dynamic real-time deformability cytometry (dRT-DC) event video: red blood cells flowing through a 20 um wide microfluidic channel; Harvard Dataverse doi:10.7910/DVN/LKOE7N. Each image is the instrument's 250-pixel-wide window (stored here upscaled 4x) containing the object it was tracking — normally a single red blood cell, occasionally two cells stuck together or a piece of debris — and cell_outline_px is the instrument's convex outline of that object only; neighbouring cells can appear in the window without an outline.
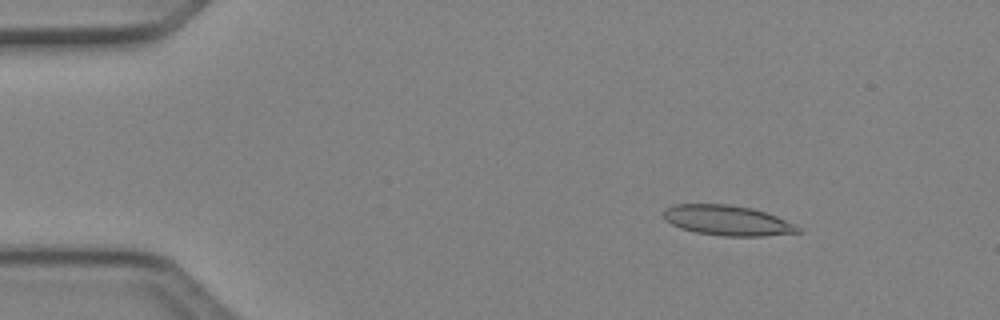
{"species": "Egyptian fruit bat (a non-hibernating species)", "species_latin": "Rousettus aegyptiacus", "temperature_condition": "cold", "stored_images_in_passage": 4, "camera_frame_rate_fps": 3000, "um_per_image_px": 0.085, "animal": {"sex": "female"}, "frame": {"image": 1, "passage_image": 2, "time_ms": 0.333, "image_size_px": [1000, 320], "cell_outline_px": [[800, 232], [764, 236], [724, 236], [696, 232], [680, 228], [664, 220], [664, 212], [668, 208], [676, 204], [728, 204], [752, 208], [776, 216], [800, 228]], "centroid_in_image_um": [61.8, 18.74], "position_along_channel_um": 23.2, "area_um2": 23.29}}